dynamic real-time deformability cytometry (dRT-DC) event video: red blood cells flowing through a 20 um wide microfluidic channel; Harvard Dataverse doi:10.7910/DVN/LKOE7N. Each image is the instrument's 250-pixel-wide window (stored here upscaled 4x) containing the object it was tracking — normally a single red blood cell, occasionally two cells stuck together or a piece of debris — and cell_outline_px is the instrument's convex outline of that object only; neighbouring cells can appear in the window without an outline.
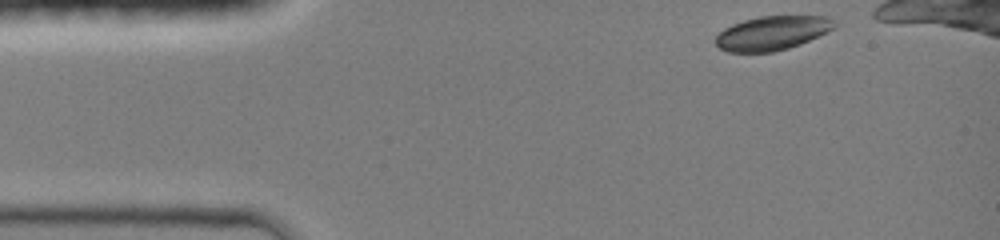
{"species": "common noctule bat (a hibernating species)", "species_latin": "Nyctalus noctula", "temperature_condition": "room temperature", "stored_images_in_passage": 14, "camera_frame_rate_fps": 3000, "um_per_image_px": 0.085, "animal": {"sex": "female", "body_mass_g": 19.0, "forearm_length_mm": 51.5}, "frame": {"image": 1, "passage_image": 1, "time_ms": 0.0, "image_size_px": [1000, 240], "cell_outline_px": [[840, 24], [800, 44], [788, 48], [772, 52], [728, 52], [720, 48], [716, 44], [716, 36], [724, 28], [732, 24], [744, 20], [760, 16], [828, 16], [836, 20]], "centroid_in_image_um": [65.63, 2.8], "position_along_channel_um": 19.4, "area_um2": 23.47}}
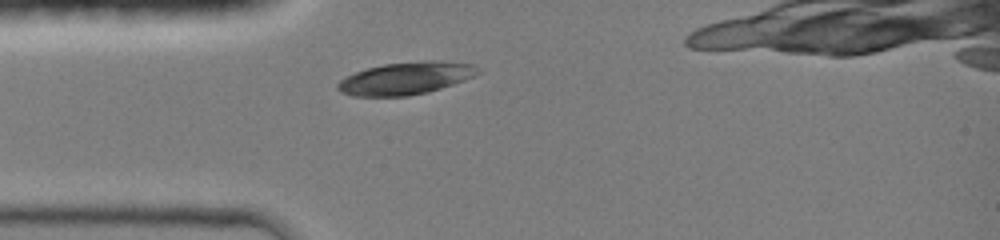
{"frame": {"image": 2, "passage_image": 11, "time_ms": 2.333, "image_size_px": [1000, 240], "cell_outline_px": [[484, 72], [464, 80], [428, 92], [408, 96], [352, 96], [340, 92], [336, 88], [336, 84], [344, 76], [368, 68], [384, 64], [428, 60], [440, 60], [472, 64]], "centroid_in_image_um": [34.49, 6.65], "position_along_channel_um": 50.5, "area_um2": 26.65}}